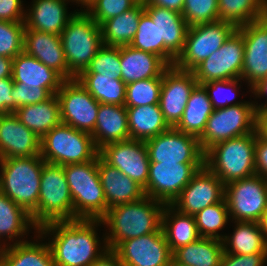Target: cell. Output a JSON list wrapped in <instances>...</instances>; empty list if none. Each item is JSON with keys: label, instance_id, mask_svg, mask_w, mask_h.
Masks as SVG:
<instances>
[{"label": "cell", "instance_id": "cell-1", "mask_svg": "<svg viewBox=\"0 0 267 266\" xmlns=\"http://www.w3.org/2000/svg\"><path fill=\"white\" fill-rule=\"evenodd\" d=\"M101 219L54 221L38 228L48 241L54 266H90L108 250ZM100 226V227H99Z\"/></svg>", "mask_w": 267, "mask_h": 266}, {"label": "cell", "instance_id": "cell-2", "mask_svg": "<svg viewBox=\"0 0 267 266\" xmlns=\"http://www.w3.org/2000/svg\"><path fill=\"white\" fill-rule=\"evenodd\" d=\"M165 204L149 196L114 206L101 218L107 248L113 250L119 243L156 232L161 227Z\"/></svg>", "mask_w": 267, "mask_h": 266}, {"label": "cell", "instance_id": "cell-3", "mask_svg": "<svg viewBox=\"0 0 267 266\" xmlns=\"http://www.w3.org/2000/svg\"><path fill=\"white\" fill-rule=\"evenodd\" d=\"M256 136L255 131L216 143L205 152L204 165L224 185L256 174Z\"/></svg>", "mask_w": 267, "mask_h": 266}, {"label": "cell", "instance_id": "cell-4", "mask_svg": "<svg viewBox=\"0 0 267 266\" xmlns=\"http://www.w3.org/2000/svg\"><path fill=\"white\" fill-rule=\"evenodd\" d=\"M45 163L40 155L0 159V191L29 214L38 206Z\"/></svg>", "mask_w": 267, "mask_h": 266}, {"label": "cell", "instance_id": "cell-5", "mask_svg": "<svg viewBox=\"0 0 267 266\" xmlns=\"http://www.w3.org/2000/svg\"><path fill=\"white\" fill-rule=\"evenodd\" d=\"M63 168L73 200V220L101 219L109 208L98 174V155L91 161Z\"/></svg>", "mask_w": 267, "mask_h": 266}, {"label": "cell", "instance_id": "cell-6", "mask_svg": "<svg viewBox=\"0 0 267 266\" xmlns=\"http://www.w3.org/2000/svg\"><path fill=\"white\" fill-rule=\"evenodd\" d=\"M60 37L70 79H74L86 70L103 46L101 27L85 11H77Z\"/></svg>", "mask_w": 267, "mask_h": 266}, {"label": "cell", "instance_id": "cell-7", "mask_svg": "<svg viewBox=\"0 0 267 266\" xmlns=\"http://www.w3.org/2000/svg\"><path fill=\"white\" fill-rule=\"evenodd\" d=\"M30 215L38 228L54 221L73 220V200L63 166L43 165L38 206Z\"/></svg>", "mask_w": 267, "mask_h": 266}, {"label": "cell", "instance_id": "cell-8", "mask_svg": "<svg viewBox=\"0 0 267 266\" xmlns=\"http://www.w3.org/2000/svg\"><path fill=\"white\" fill-rule=\"evenodd\" d=\"M99 154L91 134L60 123L40 142V156L46 163L69 165L93 160Z\"/></svg>", "mask_w": 267, "mask_h": 266}, {"label": "cell", "instance_id": "cell-9", "mask_svg": "<svg viewBox=\"0 0 267 266\" xmlns=\"http://www.w3.org/2000/svg\"><path fill=\"white\" fill-rule=\"evenodd\" d=\"M255 124L256 109L251 98L244 104L214 109L199 138L200 147L205 153L216 143L255 132Z\"/></svg>", "mask_w": 267, "mask_h": 266}, {"label": "cell", "instance_id": "cell-10", "mask_svg": "<svg viewBox=\"0 0 267 266\" xmlns=\"http://www.w3.org/2000/svg\"><path fill=\"white\" fill-rule=\"evenodd\" d=\"M236 29L234 24L222 20L189 26L184 49L174 66L180 70L192 71L220 49Z\"/></svg>", "mask_w": 267, "mask_h": 266}, {"label": "cell", "instance_id": "cell-11", "mask_svg": "<svg viewBox=\"0 0 267 266\" xmlns=\"http://www.w3.org/2000/svg\"><path fill=\"white\" fill-rule=\"evenodd\" d=\"M231 221L259 222L267 208V180L254 174L225 185Z\"/></svg>", "mask_w": 267, "mask_h": 266}, {"label": "cell", "instance_id": "cell-12", "mask_svg": "<svg viewBox=\"0 0 267 266\" xmlns=\"http://www.w3.org/2000/svg\"><path fill=\"white\" fill-rule=\"evenodd\" d=\"M61 123L92 134L100 103L74 78L64 80L56 93Z\"/></svg>", "mask_w": 267, "mask_h": 266}, {"label": "cell", "instance_id": "cell-13", "mask_svg": "<svg viewBox=\"0 0 267 266\" xmlns=\"http://www.w3.org/2000/svg\"><path fill=\"white\" fill-rule=\"evenodd\" d=\"M243 62V35L236 29L220 49L198 64L192 72L200 85L209 81L241 79Z\"/></svg>", "mask_w": 267, "mask_h": 266}, {"label": "cell", "instance_id": "cell-14", "mask_svg": "<svg viewBox=\"0 0 267 266\" xmlns=\"http://www.w3.org/2000/svg\"><path fill=\"white\" fill-rule=\"evenodd\" d=\"M144 142L150 163L204 164L199 139L174 127Z\"/></svg>", "mask_w": 267, "mask_h": 266}, {"label": "cell", "instance_id": "cell-15", "mask_svg": "<svg viewBox=\"0 0 267 266\" xmlns=\"http://www.w3.org/2000/svg\"><path fill=\"white\" fill-rule=\"evenodd\" d=\"M204 164L149 163L146 196L164 204L172 202Z\"/></svg>", "mask_w": 267, "mask_h": 266}, {"label": "cell", "instance_id": "cell-16", "mask_svg": "<svg viewBox=\"0 0 267 266\" xmlns=\"http://www.w3.org/2000/svg\"><path fill=\"white\" fill-rule=\"evenodd\" d=\"M113 251L124 266H168L172 252L162 228L119 243Z\"/></svg>", "mask_w": 267, "mask_h": 266}, {"label": "cell", "instance_id": "cell-17", "mask_svg": "<svg viewBox=\"0 0 267 266\" xmlns=\"http://www.w3.org/2000/svg\"><path fill=\"white\" fill-rule=\"evenodd\" d=\"M99 156L143 188L147 186L150 160L144 141L128 139L112 142L99 149Z\"/></svg>", "mask_w": 267, "mask_h": 266}, {"label": "cell", "instance_id": "cell-18", "mask_svg": "<svg viewBox=\"0 0 267 266\" xmlns=\"http://www.w3.org/2000/svg\"><path fill=\"white\" fill-rule=\"evenodd\" d=\"M237 29L242 33L244 41L241 79L251 92L253 85L267 77V17Z\"/></svg>", "mask_w": 267, "mask_h": 266}, {"label": "cell", "instance_id": "cell-19", "mask_svg": "<svg viewBox=\"0 0 267 266\" xmlns=\"http://www.w3.org/2000/svg\"><path fill=\"white\" fill-rule=\"evenodd\" d=\"M224 196V183L204 165L171 205L179 212L195 215L202 209L221 202Z\"/></svg>", "mask_w": 267, "mask_h": 266}, {"label": "cell", "instance_id": "cell-20", "mask_svg": "<svg viewBox=\"0 0 267 266\" xmlns=\"http://www.w3.org/2000/svg\"><path fill=\"white\" fill-rule=\"evenodd\" d=\"M144 11L150 16L159 31V57L169 66H174L182 53L189 25L181 13L155 5H144Z\"/></svg>", "mask_w": 267, "mask_h": 266}, {"label": "cell", "instance_id": "cell-21", "mask_svg": "<svg viewBox=\"0 0 267 266\" xmlns=\"http://www.w3.org/2000/svg\"><path fill=\"white\" fill-rule=\"evenodd\" d=\"M197 84L192 71L169 66L163 72L159 105L170 127H175L180 121L190 93Z\"/></svg>", "mask_w": 267, "mask_h": 266}, {"label": "cell", "instance_id": "cell-22", "mask_svg": "<svg viewBox=\"0 0 267 266\" xmlns=\"http://www.w3.org/2000/svg\"><path fill=\"white\" fill-rule=\"evenodd\" d=\"M41 138L14 114H0V159L40 155Z\"/></svg>", "mask_w": 267, "mask_h": 266}, {"label": "cell", "instance_id": "cell-23", "mask_svg": "<svg viewBox=\"0 0 267 266\" xmlns=\"http://www.w3.org/2000/svg\"><path fill=\"white\" fill-rule=\"evenodd\" d=\"M71 0H32L31 6L25 9V29L38 30L61 35L68 21L78 8L68 12ZM28 8V9H27Z\"/></svg>", "mask_w": 267, "mask_h": 266}, {"label": "cell", "instance_id": "cell-24", "mask_svg": "<svg viewBox=\"0 0 267 266\" xmlns=\"http://www.w3.org/2000/svg\"><path fill=\"white\" fill-rule=\"evenodd\" d=\"M24 51L56 71L64 80L70 79V70L59 35L25 29Z\"/></svg>", "mask_w": 267, "mask_h": 266}, {"label": "cell", "instance_id": "cell-25", "mask_svg": "<svg viewBox=\"0 0 267 266\" xmlns=\"http://www.w3.org/2000/svg\"><path fill=\"white\" fill-rule=\"evenodd\" d=\"M98 174L108 208L138 201L144 188L116 167L107 164L98 154Z\"/></svg>", "mask_w": 267, "mask_h": 266}, {"label": "cell", "instance_id": "cell-26", "mask_svg": "<svg viewBox=\"0 0 267 266\" xmlns=\"http://www.w3.org/2000/svg\"><path fill=\"white\" fill-rule=\"evenodd\" d=\"M12 79L22 86L46 88L52 95L56 94L64 79L53 69L37 58L22 51L12 60Z\"/></svg>", "mask_w": 267, "mask_h": 266}, {"label": "cell", "instance_id": "cell-27", "mask_svg": "<svg viewBox=\"0 0 267 266\" xmlns=\"http://www.w3.org/2000/svg\"><path fill=\"white\" fill-rule=\"evenodd\" d=\"M121 80L130 82L163 78L169 65L158 55L135 49L130 45L120 46Z\"/></svg>", "mask_w": 267, "mask_h": 266}, {"label": "cell", "instance_id": "cell-28", "mask_svg": "<svg viewBox=\"0 0 267 266\" xmlns=\"http://www.w3.org/2000/svg\"><path fill=\"white\" fill-rule=\"evenodd\" d=\"M32 229L38 232L31 215L0 191V244L5 247L28 241Z\"/></svg>", "mask_w": 267, "mask_h": 266}, {"label": "cell", "instance_id": "cell-29", "mask_svg": "<svg viewBox=\"0 0 267 266\" xmlns=\"http://www.w3.org/2000/svg\"><path fill=\"white\" fill-rule=\"evenodd\" d=\"M127 118L124 105L100 103L96 125L91 134L98 150L106 144L130 139Z\"/></svg>", "mask_w": 267, "mask_h": 266}, {"label": "cell", "instance_id": "cell-30", "mask_svg": "<svg viewBox=\"0 0 267 266\" xmlns=\"http://www.w3.org/2000/svg\"><path fill=\"white\" fill-rule=\"evenodd\" d=\"M31 240L5 246L2 261L6 266H54L50 247L39 232ZM45 241V242H43Z\"/></svg>", "mask_w": 267, "mask_h": 266}, {"label": "cell", "instance_id": "cell-31", "mask_svg": "<svg viewBox=\"0 0 267 266\" xmlns=\"http://www.w3.org/2000/svg\"><path fill=\"white\" fill-rule=\"evenodd\" d=\"M161 228L171 252L200 238L194 215L179 212L171 204H165Z\"/></svg>", "mask_w": 267, "mask_h": 266}, {"label": "cell", "instance_id": "cell-32", "mask_svg": "<svg viewBox=\"0 0 267 266\" xmlns=\"http://www.w3.org/2000/svg\"><path fill=\"white\" fill-rule=\"evenodd\" d=\"M14 114L22 124L40 138L61 123L60 106L56 94L43 102L17 108Z\"/></svg>", "mask_w": 267, "mask_h": 266}, {"label": "cell", "instance_id": "cell-33", "mask_svg": "<svg viewBox=\"0 0 267 266\" xmlns=\"http://www.w3.org/2000/svg\"><path fill=\"white\" fill-rule=\"evenodd\" d=\"M213 110L207 91L202 85L197 84L190 93L180 121L174 128L199 139Z\"/></svg>", "mask_w": 267, "mask_h": 266}, {"label": "cell", "instance_id": "cell-34", "mask_svg": "<svg viewBox=\"0 0 267 266\" xmlns=\"http://www.w3.org/2000/svg\"><path fill=\"white\" fill-rule=\"evenodd\" d=\"M126 110L130 139L146 141L171 128L159 104L126 107Z\"/></svg>", "mask_w": 267, "mask_h": 266}, {"label": "cell", "instance_id": "cell-35", "mask_svg": "<svg viewBox=\"0 0 267 266\" xmlns=\"http://www.w3.org/2000/svg\"><path fill=\"white\" fill-rule=\"evenodd\" d=\"M231 222L234 223L233 232L225 233L223 239L225 253L240 255L267 253V240L258 222Z\"/></svg>", "mask_w": 267, "mask_h": 266}, {"label": "cell", "instance_id": "cell-36", "mask_svg": "<svg viewBox=\"0 0 267 266\" xmlns=\"http://www.w3.org/2000/svg\"><path fill=\"white\" fill-rule=\"evenodd\" d=\"M223 253V240L200 237L174 250L172 259L185 266H219Z\"/></svg>", "mask_w": 267, "mask_h": 266}, {"label": "cell", "instance_id": "cell-37", "mask_svg": "<svg viewBox=\"0 0 267 266\" xmlns=\"http://www.w3.org/2000/svg\"><path fill=\"white\" fill-rule=\"evenodd\" d=\"M143 12L144 3H137L124 13L104 21L100 25L103 45L118 47L130 45Z\"/></svg>", "mask_w": 267, "mask_h": 266}, {"label": "cell", "instance_id": "cell-38", "mask_svg": "<svg viewBox=\"0 0 267 266\" xmlns=\"http://www.w3.org/2000/svg\"><path fill=\"white\" fill-rule=\"evenodd\" d=\"M76 79L99 103L125 104L126 84L121 79L99 74H79Z\"/></svg>", "mask_w": 267, "mask_h": 266}, {"label": "cell", "instance_id": "cell-39", "mask_svg": "<svg viewBox=\"0 0 267 266\" xmlns=\"http://www.w3.org/2000/svg\"><path fill=\"white\" fill-rule=\"evenodd\" d=\"M266 0H218L219 20L237 28L266 16Z\"/></svg>", "mask_w": 267, "mask_h": 266}, {"label": "cell", "instance_id": "cell-40", "mask_svg": "<svg viewBox=\"0 0 267 266\" xmlns=\"http://www.w3.org/2000/svg\"><path fill=\"white\" fill-rule=\"evenodd\" d=\"M194 218L200 237L220 240H223L226 235L220 231H223L231 221L225 198L197 212Z\"/></svg>", "mask_w": 267, "mask_h": 266}, {"label": "cell", "instance_id": "cell-41", "mask_svg": "<svg viewBox=\"0 0 267 266\" xmlns=\"http://www.w3.org/2000/svg\"><path fill=\"white\" fill-rule=\"evenodd\" d=\"M242 81V79L236 78L229 80L209 81L201 85L207 91L213 108L220 109L228 106L244 104L246 102L244 99H239V101H236V99L238 100L237 97L240 98V95L238 96L239 91L242 92Z\"/></svg>", "mask_w": 267, "mask_h": 266}, {"label": "cell", "instance_id": "cell-42", "mask_svg": "<svg viewBox=\"0 0 267 266\" xmlns=\"http://www.w3.org/2000/svg\"><path fill=\"white\" fill-rule=\"evenodd\" d=\"M163 78H149L126 84L125 107L159 104Z\"/></svg>", "mask_w": 267, "mask_h": 266}, {"label": "cell", "instance_id": "cell-43", "mask_svg": "<svg viewBox=\"0 0 267 266\" xmlns=\"http://www.w3.org/2000/svg\"><path fill=\"white\" fill-rule=\"evenodd\" d=\"M120 46L103 45L96 53L86 70L80 74H99L121 79Z\"/></svg>", "mask_w": 267, "mask_h": 266}, {"label": "cell", "instance_id": "cell-44", "mask_svg": "<svg viewBox=\"0 0 267 266\" xmlns=\"http://www.w3.org/2000/svg\"><path fill=\"white\" fill-rule=\"evenodd\" d=\"M24 22L0 20V56L14 58L24 51Z\"/></svg>", "mask_w": 267, "mask_h": 266}, {"label": "cell", "instance_id": "cell-45", "mask_svg": "<svg viewBox=\"0 0 267 266\" xmlns=\"http://www.w3.org/2000/svg\"><path fill=\"white\" fill-rule=\"evenodd\" d=\"M181 14L189 26L217 21L218 0H184Z\"/></svg>", "mask_w": 267, "mask_h": 266}, {"label": "cell", "instance_id": "cell-46", "mask_svg": "<svg viewBox=\"0 0 267 266\" xmlns=\"http://www.w3.org/2000/svg\"><path fill=\"white\" fill-rule=\"evenodd\" d=\"M130 46L159 56V31L150 16L144 11L141 14L137 31Z\"/></svg>", "mask_w": 267, "mask_h": 266}, {"label": "cell", "instance_id": "cell-47", "mask_svg": "<svg viewBox=\"0 0 267 266\" xmlns=\"http://www.w3.org/2000/svg\"><path fill=\"white\" fill-rule=\"evenodd\" d=\"M136 0H95L85 11L99 26L106 20L133 8Z\"/></svg>", "mask_w": 267, "mask_h": 266}, {"label": "cell", "instance_id": "cell-48", "mask_svg": "<svg viewBox=\"0 0 267 266\" xmlns=\"http://www.w3.org/2000/svg\"><path fill=\"white\" fill-rule=\"evenodd\" d=\"M11 96L14 101V112L17 108L25 105L36 104L49 99L52 94L42 87L22 86V83H15Z\"/></svg>", "mask_w": 267, "mask_h": 266}, {"label": "cell", "instance_id": "cell-49", "mask_svg": "<svg viewBox=\"0 0 267 266\" xmlns=\"http://www.w3.org/2000/svg\"><path fill=\"white\" fill-rule=\"evenodd\" d=\"M267 253L230 254L223 253L219 266H266Z\"/></svg>", "mask_w": 267, "mask_h": 266}, {"label": "cell", "instance_id": "cell-50", "mask_svg": "<svg viewBox=\"0 0 267 266\" xmlns=\"http://www.w3.org/2000/svg\"><path fill=\"white\" fill-rule=\"evenodd\" d=\"M23 0H0V20L24 22L25 7Z\"/></svg>", "mask_w": 267, "mask_h": 266}, {"label": "cell", "instance_id": "cell-51", "mask_svg": "<svg viewBox=\"0 0 267 266\" xmlns=\"http://www.w3.org/2000/svg\"><path fill=\"white\" fill-rule=\"evenodd\" d=\"M13 87L12 77L0 79V114L14 113V101L11 96Z\"/></svg>", "mask_w": 267, "mask_h": 266}, {"label": "cell", "instance_id": "cell-52", "mask_svg": "<svg viewBox=\"0 0 267 266\" xmlns=\"http://www.w3.org/2000/svg\"><path fill=\"white\" fill-rule=\"evenodd\" d=\"M256 174L267 180V142L256 136L255 143Z\"/></svg>", "mask_w": 267, "mask_h": 266}, {"label": "cell", "instance_id": "cell-53", "mask_svg": "<svg viewBox=\"0 0 267 266\" xmlns=\"http://www.w3.org/2000/svg\"><path fill=\"white\" fill-rule=\"evenodd\" d=\"M251 96H253V103L256 109V112H259L261 110L267 109V77L264 79H261L259 82H257L255 85L251 87ZM265 97L266 101L263 103L258 104V101L256 102L257 99L261 98L263 99ZM257 98V99H256ZM261 104V105H260Z\"/></svg>", "mask_w": 267, "mask_h": 266}, {"label": "cell", "instance_id": "cell-54", "mask_svg": "<svg viewBox=\"0 0 267 266\" xmlns=\"http://www.w3.org/2000/svg\"><path fill=\"white\" fill-rule=\"evenodd\" d=\"M90 266H124L117 254L108 249L98 259H96Z\"/></svg>", "mask_w": 267, "mask_h": 266}, {"label": "cell", "instance_id": "cell-55", "mask_svg": "<svg viewBox=\"0 0 267 266\" xmlns=\"http://www.w3.org/2000/svg\"><path fill=\"white\" fill-rule=\"evenodd\" d=\"M255 131L260 139L267 142V109L256 112Z\"/></svg>", "mask_w": 267, "mask_h": 266}, {"label": "cell", "instance_id": "cell-56", "mask_svg": "<svg viewBox=\"0 0 267 266\" xmlns=\"http://www.w3.org/2000/svg\"><path fill=\"white\" fill-rule=\"evenodd\" d=\"M144 5H155L181 13L183 10L184 0H147Z\"/></svg>", "mask_w": 267, "mask_h": 266}, {"label": "cell", "instance_id": "cell-57", "mask_svg": "<svg viewBox=\"0 0 267 266\" xmlns=\"http://www.w3.org/2000/svg\"><path fill=\"white\" fill-rule=\"evenodd\" d=\"M12 58L0 56V79L12 77Z\"/></svg>", "mask_w": 267, "mask_h": 266}, {"label": "cell", "instance_id": "cell-58", "mask_svg": "<svg viewBox=\"0 0 267 266\" xmlns=\"http://www.w3.org/2000/svg\"><path fill=\"white\" fill-rule=\"evenodd\" d=\"M73 5L80 6V9L78 11H86L89 6L95 1V0H71ZM84 8V9H83Z\"/></svg>", "mask_w": 267, "mask_h": 266}, {"label": "cell", "instance_id": "cell-59", "mask_svg": "<svg viewBox=\"0 0 267 266\" xmlns=\"http://www.w3.org/2000/svg\"><path fill=\"white\" fill-rule=\"evenodd\" d=\"M258 223L265 239L267 240V208L263 212L262 217Z\"/></svg>", "mask_w": 267, "mask_h": 266}, {"label": "cell", "instance_id": "cell-60", "mask_svg": "<svg viewBox=\"0 0 267 266\" xmlns=\"http://www.w3.org/2000/svg\"><path fill=\"white\" fill-rule=\"evenodd\" d=\"M168 266H185V265H182L178 262H175L173 259L170 261L169 265Z\"/></svg>", "mask_w": 267, "mask_h": 266}, {"label": "cell", "instance_id": "cell-61", "mask_svg": "<svg viewBox=\"0 0 267 266\" xmlns=\"http://www.w3.org/2000/svg\"><path fill=\"white\" fill-rule=\"evenodd\" d=\"M3 248H4V246H2V245L0 244V261H1V259H2V251H3Z\"/></svg>", "mask_w": 267, "mask_h": 266}, {"label": "cell", "instance_id": "cell-62", "mask_svg": "<svg viewBox=\"0 0 267 266\" xmlns=\"http://www.w3.org/2000/svg\"><path fill=\"white\" fill-rule=\"evenodd\" d=\"M137 3H145L147 0H136Z\"/></svg>", "mask_w": 267, "mask_h": 266}, {"label": "cell", "instance_id": "cell-63", "mask_svg": "<svg viewBox=\"0 0 267 266\" xmlns=\"http://www.w3.org/2000/svg\"><path fill=\"white\" fill-rule=\"evenodd\" d=\"M0 266H6L2 260L0 261Z\"/></svg>", "mask_w": 267, "mask_h": 266}]
</instances>
